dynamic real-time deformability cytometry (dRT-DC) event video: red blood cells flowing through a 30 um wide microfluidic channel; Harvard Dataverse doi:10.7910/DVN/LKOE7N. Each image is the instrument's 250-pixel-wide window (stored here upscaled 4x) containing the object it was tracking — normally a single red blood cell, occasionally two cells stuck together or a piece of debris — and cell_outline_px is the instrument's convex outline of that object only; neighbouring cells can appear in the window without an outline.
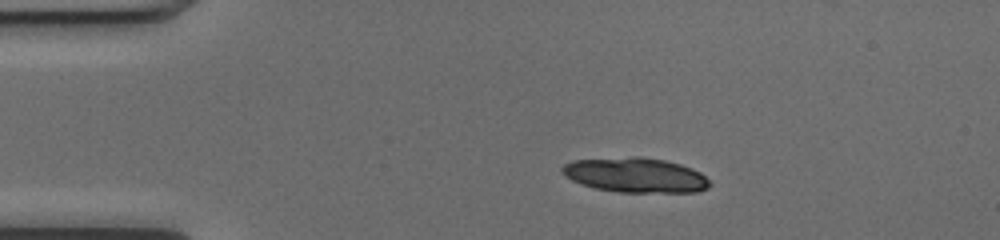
{"species": "common noctule bat (a hibernating species)", "species_latin": "Nyctalus noctula", "temperature_condition": "cold", "stored_images_in_passage": 43, "camera_frame_rate_fps": 3000, "um_per_image_px": 0.085, "animal": {"sex": "female", "body_mass_g": 17.0, "forearm_length_mm": 48.0}, "frame": {"image": 1, "passage_image": 1, "time_ms": 0.0, "image_size_px": [1000, 240], "cell_outline_px": [[712, 184], [708, 188], [696, 192], [616, 192], [596, 188], [580, 184], [564, 176], [560, 172], [560, 168], [564, 164], [572, 160], [636, 156], [640, 156], [664, 160], [680, 164], [692, 168], [700, 172]], "centroid_in_image_um": [53.98, 14.88], "position_along_channel_um": 31.0, "area_um2": 30.11}, "authors_computed_cell_mechanics": {"area_um2": 17.918, "velocity_mm_per_s": 4.0319, "shape_relaxation_time_tau1_ms": 6.7952, "shape_relaxation_time_tau2_ms": null, "deformation_change_tau1": 0.1628, "deformation_change_tau2": null}}